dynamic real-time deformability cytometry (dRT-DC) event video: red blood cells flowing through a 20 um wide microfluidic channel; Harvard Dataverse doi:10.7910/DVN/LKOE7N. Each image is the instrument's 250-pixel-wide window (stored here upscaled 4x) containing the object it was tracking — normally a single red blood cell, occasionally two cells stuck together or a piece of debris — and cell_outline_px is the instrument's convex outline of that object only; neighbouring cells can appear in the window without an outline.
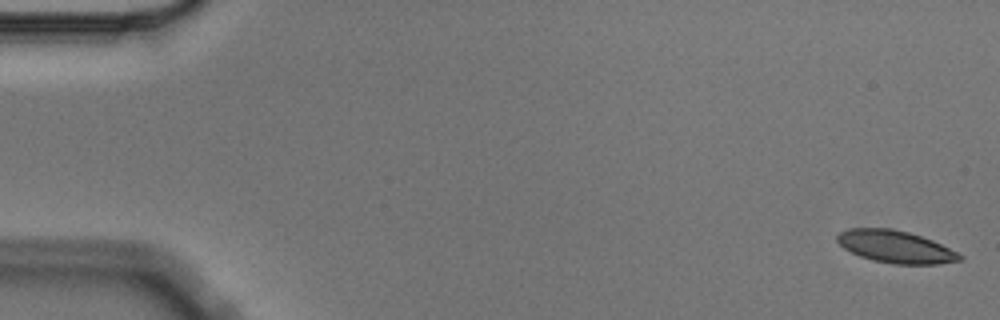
{"species": "Egyptian fruit bat (a non-hibernating species)", "species_latin": "Rousettus aegyptiacus", "temperature_condition": "cold", "stored_images_in_passage": 10, "camera_frame_rate_fps": 3000, "um_per_image_px": 0.085, "animal": {"sex": "male"}, "frame": {"image": 1, "passage_image": 1, "time_ms": 0.0, "image_size_px": [1000, 320], "cell_outline_px": [[964, 260], [940, 264], [892, 264], [872, 260], [860, 256], [844, 248], [836, 240], [836, 236], [840, 232], [848, 228], [892, 228], [908, 232], [932, 240], [964, 256]], "centroid_in_image_um": [76.12, 20.98], "position_along_channel_um": 8.9, "area_um2": 23.06}}
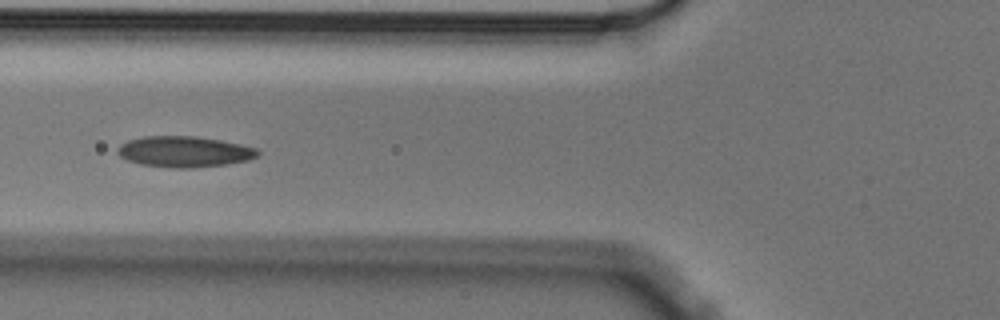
{"frame": {"image": 2, "passage_image": 6, "time_ms": 1.667, "image_size_px": [1000, 320], "cell_outline_px": [[260, 152], [256, 156], [248, 160], [228, 164], [192, 168], [172, 168], [140, 164], [128, 160], [120, 156], [116, 152], [116, 148], [120, 144], [128, 140], [144, 136], [196, 136], [220, 140], [240, 144], [256, 148]], "centroid_in_image_um": [15.64, 12.89], "position_along_channel_um": 110.2, "area_um2": 25.32}}
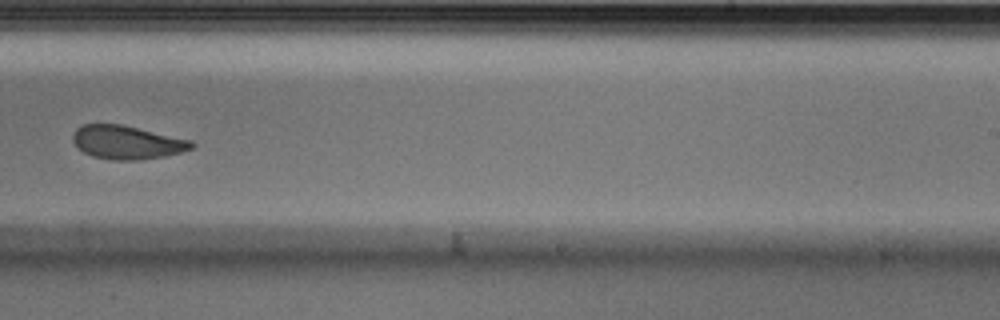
{"frame": {"image": 3, "passage_image": 10, "time_ms": 3.0, "image_size_px": [1000, 320], "cell_outline_px": [[196, 144], [192, 148], [184, 152], [164, 156], [140, 160], [112, 160], [92, 156], [84, 152], [72, 140], [72, 136], [76, 128], [84, 124], [120, 124], [192, 140]], "centroid_in_image_um": [10.82, 12.1], "position_along_channel_um": 278.2, "area_um2": 23.18}}